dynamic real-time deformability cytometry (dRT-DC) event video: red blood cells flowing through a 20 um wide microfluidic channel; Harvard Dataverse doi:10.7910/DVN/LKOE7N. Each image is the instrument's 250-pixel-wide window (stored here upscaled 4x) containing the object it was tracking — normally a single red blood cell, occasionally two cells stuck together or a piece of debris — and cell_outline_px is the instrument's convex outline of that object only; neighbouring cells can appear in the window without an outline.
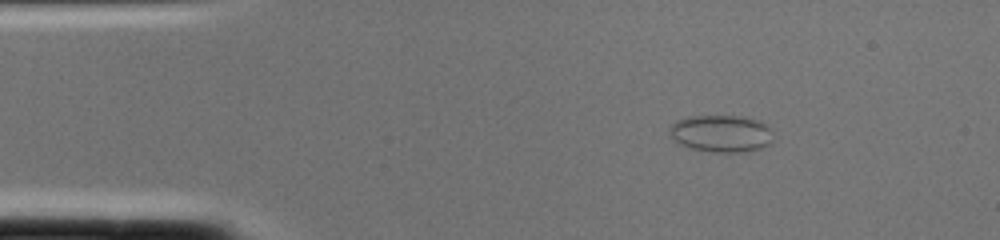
{"species": "common noctule bat (a hibernating species)", "species_latin": "Nyctalus noctula", "temperature_condition": "cold", "stored_images_in_passage": 1, "camera_frame_rate_fps": 3000, "um_per_image_px": 0.085, "animal": {"sex": "female", "body_mass_g": 22.0, "forearm_length_mm": 56.7}, "frame": {"image": 1, "passage_image": 1, "time_ms": 0.0, "image_size_px": [1000, 240], "cell_outline_px": [[772, 140], [768, 144], [760, 148], [744, 152], [712, 152], [688, 148], [680, 144], [668, 136], [668, 132], [672, 124], [676, 120], [688, 116], [740, 116], [760, 120], [768, 128]], "centroid_in_image_um": [61.23, 11.35], "position_along_channel_um": 23.8, "area_um2": 22.48}}